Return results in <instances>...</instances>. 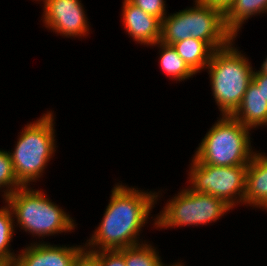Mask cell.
Listing matches in <instances>:
<instances>
[{"label":"cell","mask_w":267,"mask_h":266,"mask_svg":"<svg viewBox=\"0 0 267 266\" xmlns=\"http://www.w3.org/2000/svg\"><path fill=\"white\" fill-rule=\"evenodd\" d=\"M124 258L126 266H165L155 247L142 242L124 248Z\"/></svg>","instance_id":"obj_17"},{"label":"cell","mask_w":267,"mask_h":266,"mask_svg":"<svg viewBox=\"0 0 267 266\" xmlns=\"http://www.w3.org/2000/svg\"><path fill=\"white\" fill-rule=\"evenodd\" d=\"M252 82L261 89L262 94L267 102V74L260 73L259 71H254Z\"/></svg>","instance_id":"obj_23"},{"label":"cell","mask_w":267,"mask_h":266,"mask_svg":"<svg viewBox=\"0 0 267 266\" xmlns=\"http://www.w3.org/2000/svg\"><path fill=\"white\" fill-rule=\"evenodd\" d=\"M199 1L210 6L218 7L222 9L224 12L234 2V0H199Z\"/></svg>","instance_id":"obj_24"},{"label":"cell","mask_w":267,"mask_h":266,"mask_svg":"<svg viewBox=\"0 0 267 266\" xmlns=\"http://www.w3.org/2000/svg\"><path fill=\"white\" fill-rule=\"evenodd\" d=\"M195 6L186 8L161 21L162 43L172 45L195 38L208 43L214 50L227 47L236 38L225 25L224 11L195 0Z\"/></svg>","instance_id":"obj_2"},{"label":"cell","mask_w":267,"mask_h":266,"mask_svg":"<svg viewBox=\"0 0 267 266\" xmlns=\"http://www.w3.org/2000/svg\"><path fill=\"white\" fill-rule=\"evenodd\" d=\"M267 13V0H234L224 12L225 25L236 37L244 21L252 15Z\"/></svg>","instance_id":"obj_15"},{"label":"cell","mask_w":267,"mask_h":266,"mask_svg":"<svg viewBox=\"0 0 267 266\" xmlns=\"http://www.w3.org/2000/svg\"><path fill=\"white\" fill-rule=\"evenodd\" d=\"M53 117L49 111L34 123L27 124L20 133L13 153L9 151L15 175L22 186H28L43 175L56 151Z\"/></svg>","instance_id":"obj_6"},{"label":"cell","mask_w":267,"mask_h":266,"mask_svg":"<svg viewBox=\"0 0 267 266\" xmlns=\"http://www.w3.org/2000/svg\"><path fill=\"white\" fill-rule=\"evenodd\" d=\"M9 262L4 258L0 256V266H7Z\"/></svg>","instance_id":"obj_26"},{"label":"cell","mask_w":267,"mask_h":266,"mask_svg":"<svg viewBox=\"0 0 267 266\" xmlns=\"http://www.w3.org/2000/svg\"><path fill=\"white\" fill-rule=\"evenodd\" d=\"M232 46L231 42L227 47L215 50L206 67L220 115L227 116L240 105L254 73L248 58Z\"/></svg>","instance_id":"obj_3"},{"label":"cell","mask_w":267,"mask_h":266,"mask_svg":"<svg viewBox=\"0 0 267 266\" xmlns=\"http://www.w3.org/2000/svg\"><path fill=\"white\" fill-rule=\"evenodd\" d=\"M156 45L161 48L159 49L160 51L162 50L160 55V66L166 75L177 81H183L195 75L184 60L178 55L172 45L162 43L161 41H158L153 46Z\"/></svg>","instance_id":"obj_16"},{"label":"cell","mask_w":267,"mask_h":266,"mask_svg":"<svg viewBox=\"0 0 267 266\" xmlns=\"http://www.w3.org/2000/svg\"><path fill=\"white\" fill-rule=\"evenodd\" d=\"M21 229L38 237L72 231L74 220L40 190L18 188L5 198Z\"/></svg>","instance_id":"obj_5"},{"label":"cell","mask_w":267,"mask_h":266,"mask_svg":"<svg viewBox=\"0 0 267 266\" xmlns=\"http://www.w3.org/2000/svg\"><path fill=\"white\" fill-rule=\"evenodd\" d=\"M43 2L45 27L65 37H80L88 33L89 24L81 1L43 0Z\"/></svg>","instance_id":"obj_9"},{"label":"cell","mask_w":267,"mask_h":266,"mask_svg":"<svg viewBox=\"0 0 267 266\" xmlns=\"http://www.w3.org/2000/svg\"><path fill=\"white\" fill-rule=\"evenodd\" d=\"M122 18L126 32L134 41L153 46L161 38V21L141 8L124 0Z\"/></svg>","instance_id":"obj_11"},{"label":"cell","mask_w":267,"mask_h":266,"mask_svg":"<svg viewBox=\"0 0 267 266\" xmlns=\"http://www.w3.org/2000/svg\"><path fill=\"white\" fill-rule=\"evenodd\" d=\"M260 73L267 74V58L265 61H263V64L261 65L260 70H258Z\"/></svg>","instance_id":"obj_25"},{"label":"cell","mask_w":267,"mask_h":266,"mask_svg":"<svg viewBox=\"0 0 267 266\" xmlns=\"http://www.w3.org/2000/svg\"><path fill=\"white\" fill-rule=\"evenodd\" d=\"M202 139L193 159L213 166H248L256 152L251 130L232 116L222 115Z\"/></svg>","instance_id":"obj_4"},{"label":"cell","mask_w":267,"mask_h":266,"mask_svg":"<svg viewBox=\"0 0 267 266\" xmlns=\"http://www.w3.org/2000/svg\"><path fill=\"white\" fill-rule=\"evenodd\" d=\"M83 248L76 258L72 266H100L98 257L92 252Z\"/></svg>","instance_id":"obj_22"},{"label":"cell","mask_w":267,"mask_h":266,"mask_svg":"<svg viewBox=\"0 0 267 266\" xmlns=\"http://www.w3.org/2000/svg\"><path fill=\"white\" fill-rule=\"evenodd\" d=\"M231 116L250 129L267 125V102L261 89L253 82L247 87L240 105Z\"/></svg>","instance_id":"obj_13"},{"label":"cell","mask_w":267,"mask_h":266,"mask_svg":"<svg viewBox=\"0 0 267 266\" xmlns=\"http://www.w3.org/2000/svg\"><path fill=\"white\" fill-rule=\"evenodd\" d=\"M12 210L7 204L0 208V256L4 257L10 264L14 263L16 254L12 253L10 248V241L14 234V222Z\"/></svg>","instance_id":"obj_18"},{"label":"cell","mask_w":267,"mask_h":266,"mask_svg":"<svg viewBox=\"0 0 267 266\" xmlns=\"http://www.w3.org/2000/svg\"><path fill=\"white\" fill-rule=\"evenodd\" d=\"M93 253L98 257L100 266H126L124 249L99 250Z\"/></svg>","instance_id":"obj_21"},{"label":"cell","mask_w":267,"mask_h":266,"mask_svg":"<svg viewBox=\"0 0 267 266\" xmlns=\"http://www.w3.org/2000/svg\"><path fill=\"white\" fill-rule=\"evenodd\" d=\"M133 5L141 8L147 14L153 15L162 21L166 17L164 0H128Z\"/></svg>","instance_id":"obj_20"},{"label":"cell","mask_w":267,"mask_h":266,"mask_svg":"<svg viewBox=\"0 0 267 266\" xmlns=\"http://www.w3.org/2000/svg\"><path fill=\"white\" fill-rule=\"evenodd\" d=\"M167 266V265H166ZM168 266H183V263H179V262H177L176 264H172V265H168Z\"/></svg>","instance_id":"obj_27"},{"label":"cell","mask_w":267,"mask_h":266,"mask_svg":"<svg viewBox=\"0 0 267 266\" xmlns=\"http://www.w3.org/2000/svg\"><path fill=\"white\" fill-rule=\"evenodd\" d=\"M111 193L103 219L85 244L89 251L120 250L139 245L138 235L159 194L122 184H116Z\"/></svg>","instance_id":"obj_1"},{"label":"cell","mask_w":267,"mask_h":266,"mask_svg":"<svg viewBox=\"0 0 267 266\" xmlns=\"http://www.w3.org/2000/svg\"><path fill=\"white\" fill-rule=\"evenodd\" d=\"M82 246H57L50 243H35L15 257L13 266H72Z\"/></svg>","instance_id":"obj_10"},{"label":"cell","mask_w":267,"mask_h":266,"mask_svg":"<svg viewBox=\"0 0 267 266\" xmlns=\"http://www.w3.org/2000/svg\"><path fill=\"white\" fill-rule=\"evenodd\" d=\"M172 46L195 74L203 68L206 69L215 51L205 41L195 38L178 41L173 43Z\"/></svg>","instance_id":"obj_14"},{"label":"cell","mask_w":267,"mask_h":266,"mask_svg":"<svg viewBox=\"0 0 267 266\" xmlns=\"http://www.w3.org/2000/svg\"><path fill=\"white\" fill-rule=\"evenodd\" d=\"M163 209L154 222L157 228L205 225L232 210L222 199L195 192L190 186L169 200Z\"/></svg>","instance_id":"obj_7"},{"label":"cell","mask_w":267,"mask_h":266,"mask_svg":"<svg viewBox=\"0 0 267 266\" xmlns=\"http://www.w3.org/2000/svg\"><path fill=\"white\" fill-rule=\"evenodd\" d=\"M247 167L213 166L193 159L188 177L190 188L222 199L233 208L235 203H244Z\"/></svg>","instance_id":"obj_8"},{"label":"cell","mask_w":267,"mask_h":266,"mask_svg":"<svg viewBox=\"0 0 267 266\" xmlns=\"http://www.w3.org/2000/svg\"><path fill=\"white\" fill-rule=\"evenodd\" d=\"M244 203L267 210V155L255 153L246 170Z\"/></svg>","instance_id":"obj_12"},{"label":"cell","mask_w":267,"mask_h":266,"mask_svg":"<svg viewBox=\"0 0 267 266\" xmlns=\"http://www.w3.org/2000/svg\"><path fill=\"white\" fill-rule=\"evenodd\" d=\"M5 188L3 197L15 192L22 185L18 182L9 152L0 150V188ZM8 188V189H7Z\"/></svg>","instance_id":"obj_19"}]
</instances>
